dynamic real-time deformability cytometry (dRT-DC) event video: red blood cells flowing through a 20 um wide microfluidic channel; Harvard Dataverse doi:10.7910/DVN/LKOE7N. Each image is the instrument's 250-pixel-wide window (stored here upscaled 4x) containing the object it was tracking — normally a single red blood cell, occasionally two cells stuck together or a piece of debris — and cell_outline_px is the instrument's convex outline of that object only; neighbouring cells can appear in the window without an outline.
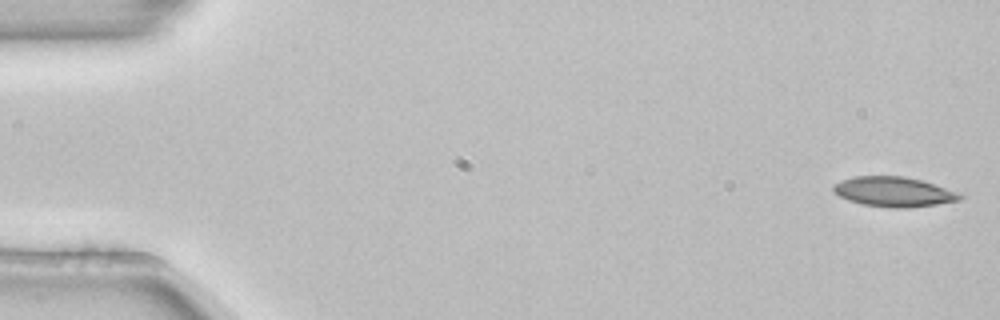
{"species": "common noctule bat (a hibernating species)", "species_latin": "Nyctalus noctula", "temperature_condition": "room temperature", "stored_images_in_passage": 53, "camera_frame_rate_fps": 3000, "um_per_image_px": 0.085, "animal": {"sex": "female", "body_mass_g": 22.7, "forearm_length_mm": 54.2}, "frame": {"image": 1, "passage_image": 1, "time_ms": 0.0, "image_size_px": [1000, 320], "cell_outline_px": [[964, 196], [960, 200], [936, 204], [908, 208], [892, 208], [864, 204], [848, 200], [840, 196], [832, 188], [832, 184], [856, 176], [904, 176], [920, 180], [964, 192]], "centroid_in_image_um": [76.05, 16.3], "position_along_channel_um": 8.9, "area_um2": 22.08}}
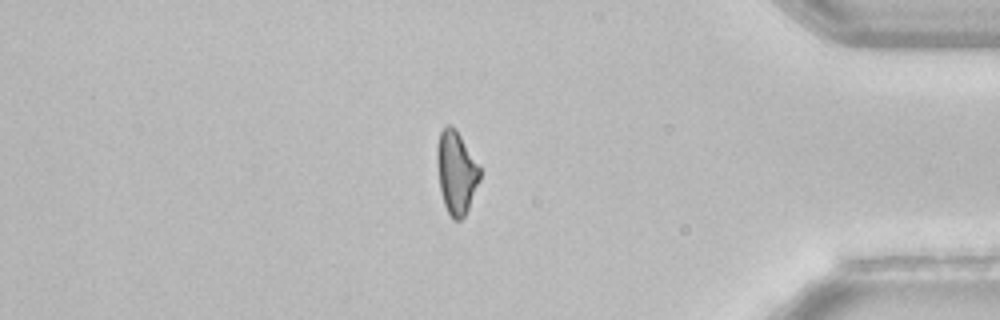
{"frame": {"image": 2, "passage_image": 45, "time_ms": 14.667, "image_size_px": [1000, 320], "cell_outline_px": [[480, 180], [468, 208], [464, 216], [460, 220], [452, 220], [444, 204], [440, 188], [436, 164], [436, 148], [440, 132], [448, 124], [452, 124], [456, 128], [480, 168]], "centroid_in_image_um": [38.76, 14.64], "position_along_channel_um": 396.4, "area_um2": 20.63}}
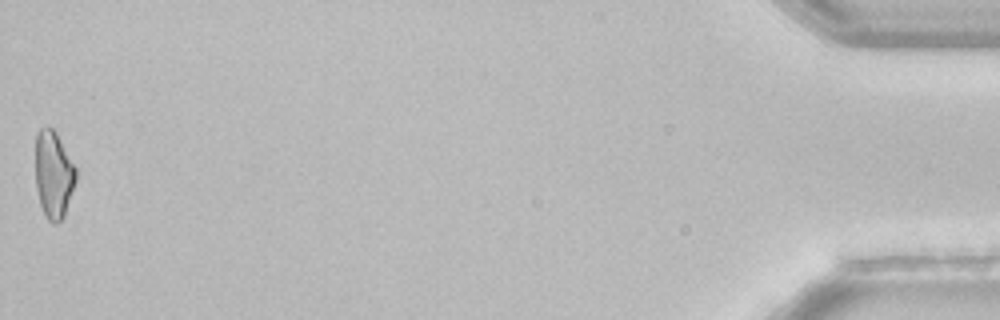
{"frame": {"image": 3, "passage_image": 53, "time_ms": 17.333, "image_size_px": [1000, 320], "cell_outline_px": [[76, 180], [64, 216], [56, 224], [52, 224], [48, 220], [40, 204], [36, 188], [36, 136], [40, 128], [48, 124], [56, 132], [76, 168]], "centroid_in_image_um": [4.55, 14.82], "position_along_channel_um": 430.7, "area_um2": 20.52}, "authors_computed_cell_mechanics": {"area_um2": 22.0218, "velocity_mm_per_s": 3.8592, "shape_relaxation_time_tau1_ms": 4.3111, "shape_relaxation_time_tau2_ms": null, "deformation_change_tau1": 0.1198, "deformation_change_tau2": null}}